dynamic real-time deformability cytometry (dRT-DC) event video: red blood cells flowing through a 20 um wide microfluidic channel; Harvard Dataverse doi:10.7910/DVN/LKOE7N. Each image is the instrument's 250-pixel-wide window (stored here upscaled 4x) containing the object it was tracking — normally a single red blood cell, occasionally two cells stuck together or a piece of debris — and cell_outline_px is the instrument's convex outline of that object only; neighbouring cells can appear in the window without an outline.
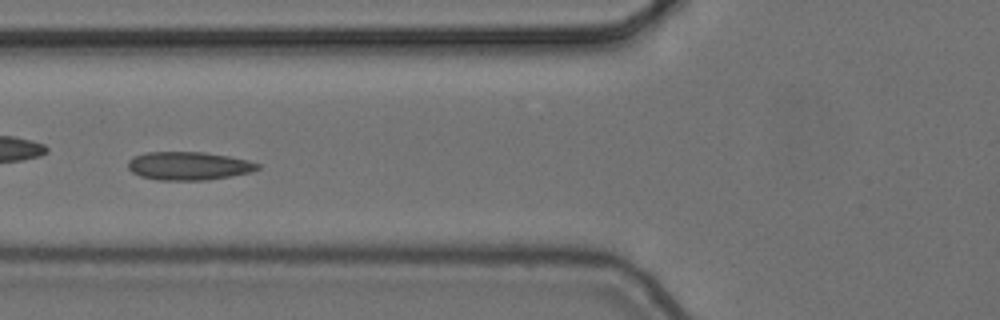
{"species": "common noctule bat (a hibernating species)", "species_latin": "Nyctalus noctula", "temperature_condition": "cold", "stored_images_in_passage": 9, "camera_frame_rate_fps": 3000, "um_per_image_px": 0.085, "animal": {"sex": "female", "body_mass_g": 24.6, "forearm_length_mm": 56.2}, "frame": {"image": 1, "passage_image": 6, "time_ms": 1.667, "image_size_px": [1000, 320], "cell_outline_px": [[260, 168], [252, 172], [232, 176], [208, 180], [160, 180], [140, 176], [132, 172], [128, 168], [128, 160], [132, 156], [144, 152], [204, 152], [228, 156], [248, 160], [260, 164]], "centroid_in_image_um": [16.03, 14.1], "position_along_channel_um": 109.8, "area_um2": 21.56}}
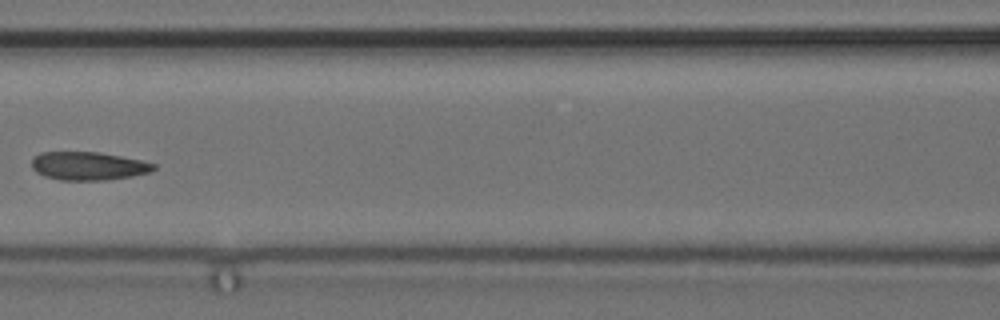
{"frame": {"image": 2, "passage_image": 7, "time_ms": 2.0, "image_size_px": [1000, 320], "cell_outline_px": [[156, 168], [152, 172], [132, 176], [104, 180], [60, 180], [44, 176], [36, 172], [32, 168], [32, 160], [40, 152], [100, 152], [140, 160], [156, 164]], "centroid_in_image_um": [7.52, 14.11], "position_along_channel_um": 159.1, "area_um2": 20.11}}